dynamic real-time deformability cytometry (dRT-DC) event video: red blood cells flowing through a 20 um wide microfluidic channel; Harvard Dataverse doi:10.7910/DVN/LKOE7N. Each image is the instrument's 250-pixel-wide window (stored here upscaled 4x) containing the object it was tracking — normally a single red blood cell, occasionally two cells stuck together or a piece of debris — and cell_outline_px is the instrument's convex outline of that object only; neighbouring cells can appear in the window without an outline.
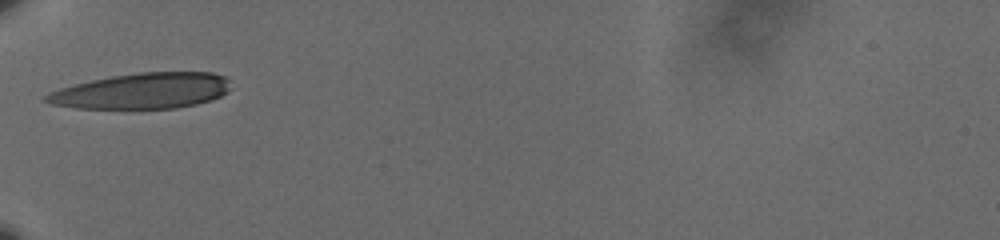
{"species": "human", "species_latin": "Homo sapiens", "temperature_condition": "cold", "stored_images_in_passage": 31, "camera_frame_rate_fps": 3000, "um_per_image_px": 0.085, "donor": {"sex": "male"}, "frame": {"image": 1, "passage_image": 1, "time_ms": 0.0, "image_size_px": [1000, 240], "cell_outline_px": [[232, 88], [220, 96], [212, 100], [196, 104], [176, 108], [76, 108], [52, 104], [40, 100], [48, 92], [60, 88], [92, 80], [112, 76], [140, 72], [212, 72], [224, 76], [228, 80]], "centroid_in_image_um": [12.09, 7.73], "position_along_channel_um": 72.9, "area_um2": 38.44}}
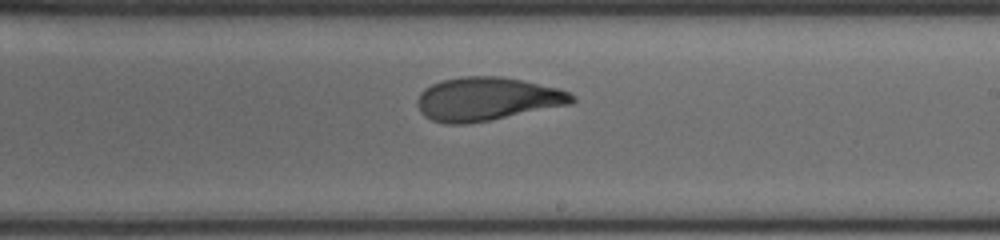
{"frame": {"image": 2, "passage_image": 16, "time_ms": 5.0, "image_size_px": [1000, 240], "cell_outline_px": [[576, 100], [572, 104], [492, 120], [464, 124], [444, 124], [432, 120], [424, 116], [420, 112], [416, 104], [416, 100], [420, 92], [424, 88], [440, 80], [460, 76], [500, 76], [560, 88], [576, 96]], "centroid_in_image_um": [41.38, 8.42], "position_along_channel_um": 247.6, "area_um2": 39.59}}
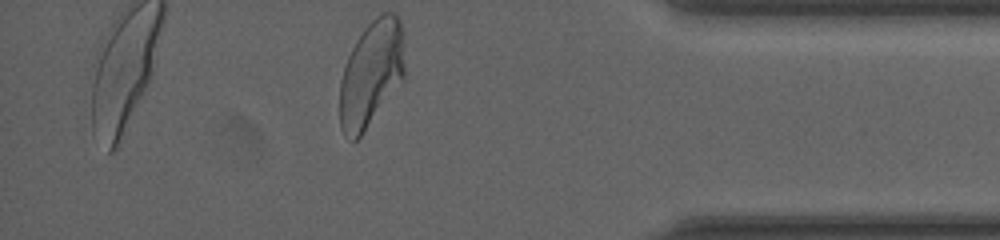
{"frame": {"image": 3, "passage_image": 31, "time_ms": 10.0, "image_size_px": [1000, 240], "cell_outline_px": [[404, 80], [360, 136], [356, 140], [352, 140], [340, 128], [340, 80], [344, 64], [356, 40], [364, 28], [380, 12], [392, 12], [400, 20], [404, 32]], "centroid_in_image_um": [31.58, 6.22], "position_along_channel_um": 403.6, "area_um2": 40.4}, "authors_computed_cell_mechanics": {"area_um2": 39.593, "velocity_mm_per_s": 3.571, "shape_relaxation_time_tau1_ms": 4.2589, "shape_relaxation_time_tau2_ms": 1.5338, "deformation_change_tau1": 0.2049, "deformation_change_tau2": 0.084}}